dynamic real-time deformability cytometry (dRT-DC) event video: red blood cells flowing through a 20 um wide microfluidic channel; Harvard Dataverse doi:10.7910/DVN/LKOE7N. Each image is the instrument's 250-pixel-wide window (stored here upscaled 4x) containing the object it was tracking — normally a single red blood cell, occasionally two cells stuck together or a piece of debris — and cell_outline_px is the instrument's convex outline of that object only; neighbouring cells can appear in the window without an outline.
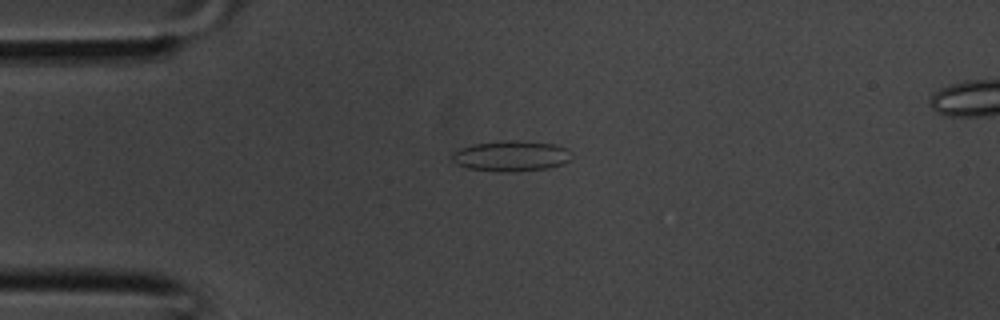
{"species": "common noctule bat (a hibernating species)", "species_latin": "Nyctalus noctula", "temperature_condition": "room temperature", "stored_images_in_passage": 21, "camera_frame_rate_fps": 3000, "um_per_image_px": 0.085, "animal": {"sex": "male", "body_mass_g": 20.1, "forearm_length_mm": 53.5}, "frame": {"image": 1, "passage_image": 9, "time_ms": 2.667, "image_size_px": [1000, 320], "cell_outline_px": [[572, 160], [564, 164], [548, 168], [516, 172], [496, 172], [468, 168], [456, 164], [452, 160], [452, 152], [456, 148], [472, 144], [504, 140], [520, 140], [556, 144], [568, 148], [572, 152]], "centroid_in_image_um": [43.47, 13.25], "position_along_channel_um": 41.5, "area_um2": 22.02}}
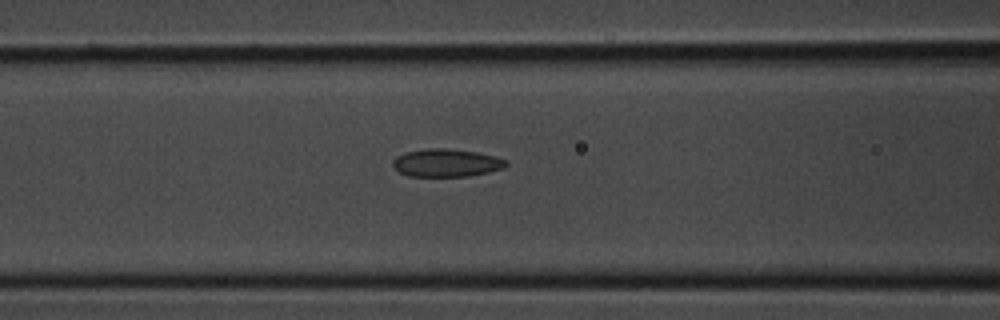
{"frame": {"image": 2, "passage_image": 15, "time_ms": 4.667, "image_size_px": [1000, 320], "cell_outline_px": [[508, 164], [504, 168], [488, 172], [468, 176], [408, 176], [392, 168], [392, 160], [396, 156], [404, 152], [424, 148], [444, 148], [476, 152], [496, 156], [508, 160]], "centroid_in_image_um": [37.92, 13.83], "position_along_channel_um": 128.7, "area_um2": 18.61}}
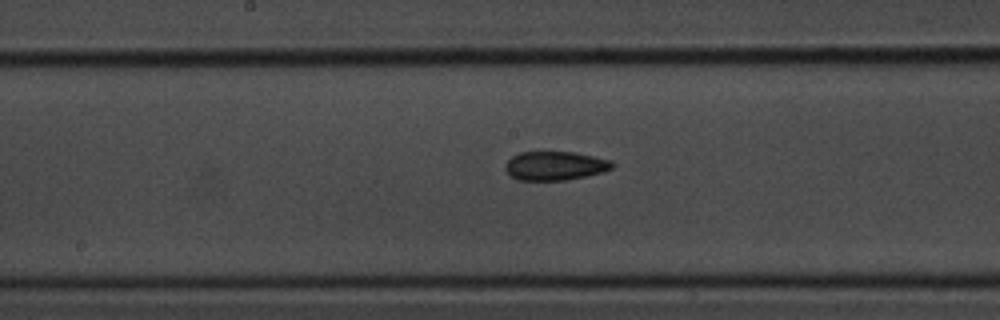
{"frame": {"image": 3, "passage_image": 19, "time_ms": 6.0, "image_size_px": [1000, 320], "cell_outline_px": [[616, 164], [612, 168], [604, 172], [588, 176], [568, 180], [516, 180], [504, 168], [504, 164], [512, 156], [520, 152], [572, 152], [612, 160]], "centroid_in_image_um": [47.2, 14.1], "position_along_channel_um": 201.0, "area_um2": 18.15}}